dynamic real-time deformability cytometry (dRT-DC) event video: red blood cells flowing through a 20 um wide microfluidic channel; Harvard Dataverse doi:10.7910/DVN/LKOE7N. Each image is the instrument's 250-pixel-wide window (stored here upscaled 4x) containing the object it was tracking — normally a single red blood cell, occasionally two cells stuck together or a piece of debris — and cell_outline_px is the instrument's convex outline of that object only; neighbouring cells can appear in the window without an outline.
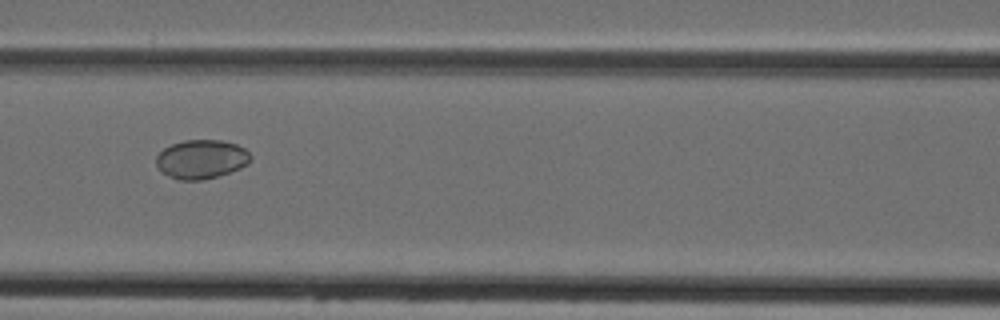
{"species": "Egyptian fruit bat (a non-hibernating species)", "species_latin": "Rousettus aegyptiacus", "temperature_condition": "cold", "stored_images_in_passage": 4, "camera_frame_rate_fps": 3000, "um_per_image_px": 0.085, "animal": {"sex": "female"}, "frame": {"image": 1, "passage_image": 4, "time_ms": 3.333, "image_size_px": [1000, 320], "cell_outline_px": [[252, 156], [248, 164], [240, 168], [216, 176], [200, 180], [180, 180], [168, 176], [160, 172], [156, 164], [156, 156], [164, 148], [172, 144], [184, 140], [220, 140], [236, 144], [244, 148]], "centroid_in_image_um": [17.09, 13.53], "position_along_channel_um": 149.5, "area_um2": 21.39}}